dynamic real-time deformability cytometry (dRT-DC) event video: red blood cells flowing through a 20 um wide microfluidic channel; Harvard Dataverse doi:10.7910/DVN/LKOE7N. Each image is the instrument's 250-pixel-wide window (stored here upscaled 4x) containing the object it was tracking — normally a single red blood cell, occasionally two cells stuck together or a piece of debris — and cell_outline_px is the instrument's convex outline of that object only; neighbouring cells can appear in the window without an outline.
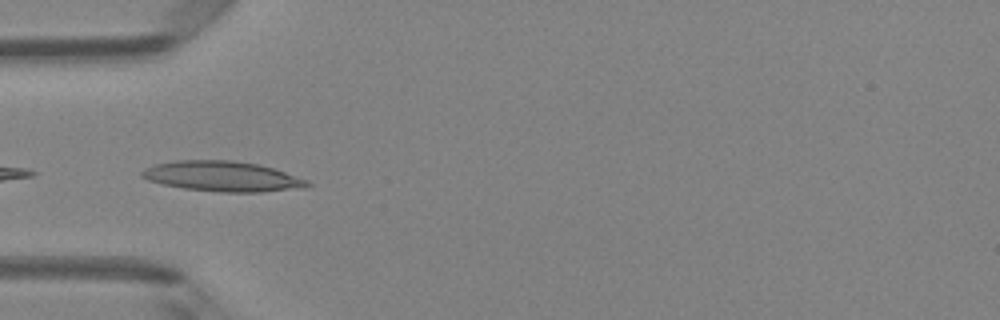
{"species": "Egyptian fruit bat (a non-hibernating species)", "species_latin": "Rousettus aegyptiacus", "temperature_condition": "room temperature", "stored_images_in_passage": 5, "camera_frame_rate_fps": 3000, "um_per_image_px": 0.085, "animal": {"sex": "female"}, "frame": {"image": 1, "passage_image": 4, "time_ms": 1.0, "image_size_px": [1000, 320], "cell_outline_px": [[312, 184], [308, 188], [260, 192], [220, 192], [184, 188], [164, 184], [148, 180], [140, 176], [140, 172], [144, 168], [156, 164], [176, 160], [232, 160], [260, 164], [308, 180]], "centroid_in_image_um": [18.93, 14.99], "position_along_channel_um": 66.1, "area_um2": 29.25}}
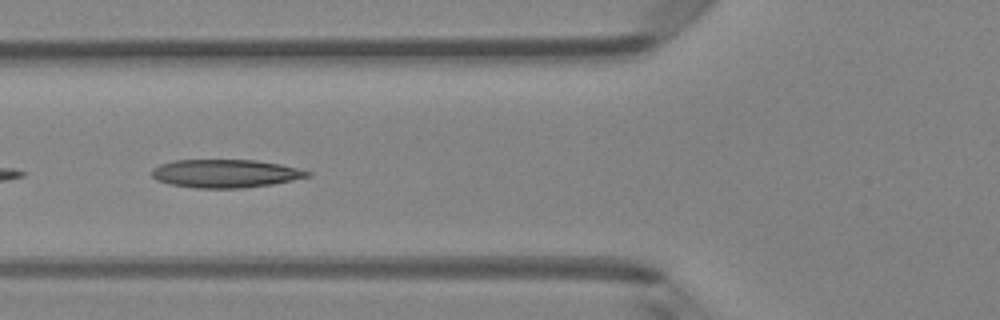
{"frame": {"image": 2, "passage_image": 5, "time_ms": 1.333, "image_size_px": [1000, 320], "cell_outline_px": [[312, 176], [272, 184], [244, 188], [196, 188], [168, 184], [156, 180], [152, 176], [152, 168], [160, 164], [172, 160], [256, 160], [280, 164], [312, 172]], "centroid_in_image_um": [19.14, 14.75], "position_along_channel_um": 106.7, "area_um2": 25.72}}